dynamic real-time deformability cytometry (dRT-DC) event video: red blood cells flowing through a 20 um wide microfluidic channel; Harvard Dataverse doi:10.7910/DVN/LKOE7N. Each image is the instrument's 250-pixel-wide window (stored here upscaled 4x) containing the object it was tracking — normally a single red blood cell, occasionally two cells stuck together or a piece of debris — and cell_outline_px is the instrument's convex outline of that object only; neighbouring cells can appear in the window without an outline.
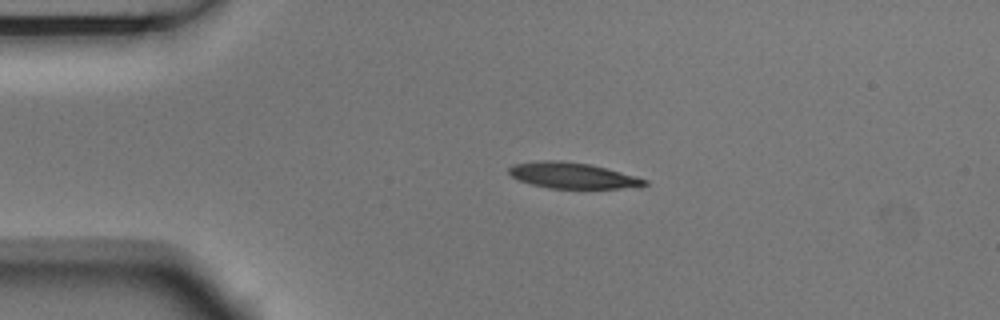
{"species": "Egyptian fruit bat (a non-hibernating species)", "species_latin": "Rousettus aegyptiacus", "temperature_condition": "room temperature", "stored_images_in_passage": 2, "camera_frame_rate_fps": 3000, "um_per_image_px": 0.085, "animal": {"sex": "male"}, "frame": {"image": 1, "passage_image": 1, "time_ms": 0.0, "image_size_px": [1000, 320], "cell_outline_px": [[648, 184], [620, 188], [548, 188], [532, 184], [520, 180], [512, 176], [508, 172], [508, 168], [512, 164], [544, 160], [560, 160], [588, 164], [620, 172], [648, 180]], "centroid_in_image_um": [48.6, 14.91], "position_along_channel_um": 36.4, "area_um2": 20.06}}